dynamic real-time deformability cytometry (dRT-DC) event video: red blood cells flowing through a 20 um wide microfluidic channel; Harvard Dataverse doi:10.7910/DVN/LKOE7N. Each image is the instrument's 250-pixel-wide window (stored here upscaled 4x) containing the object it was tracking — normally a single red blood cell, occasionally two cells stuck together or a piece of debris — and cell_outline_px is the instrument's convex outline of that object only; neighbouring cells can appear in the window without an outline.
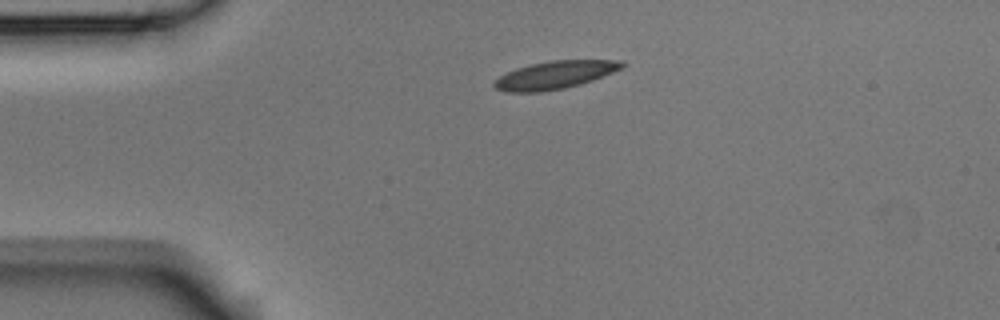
{"species": "Egyptian fruit bat (a non-hibernating species)", "species_latin": "Rousettus aegyptiacus", "temperature_condition": "room temperature", "stored_images_in_passage": 1, "camera_frame_rate_fps": 3000, "um_per_image_px": 0.085, "animal": {"sex": "male"}, "frame": {"image": 1, "passage_image": 1, "time_ms": 0.0, "image_size_px": [1000, 320], "cell_outline_px": [[628, 64], [624, 68], [592, 80], [580, 84], [564, 88], [540, 92], [508, 92], [496, 88], [492, 84], [500, 76], [516, 68], [532, 64], [552, 60], [624, 60]], "centroid_in_image_um": [47.23, 6.36], "position_along_channel_um": 37.8, "area_um2": 20.69}}